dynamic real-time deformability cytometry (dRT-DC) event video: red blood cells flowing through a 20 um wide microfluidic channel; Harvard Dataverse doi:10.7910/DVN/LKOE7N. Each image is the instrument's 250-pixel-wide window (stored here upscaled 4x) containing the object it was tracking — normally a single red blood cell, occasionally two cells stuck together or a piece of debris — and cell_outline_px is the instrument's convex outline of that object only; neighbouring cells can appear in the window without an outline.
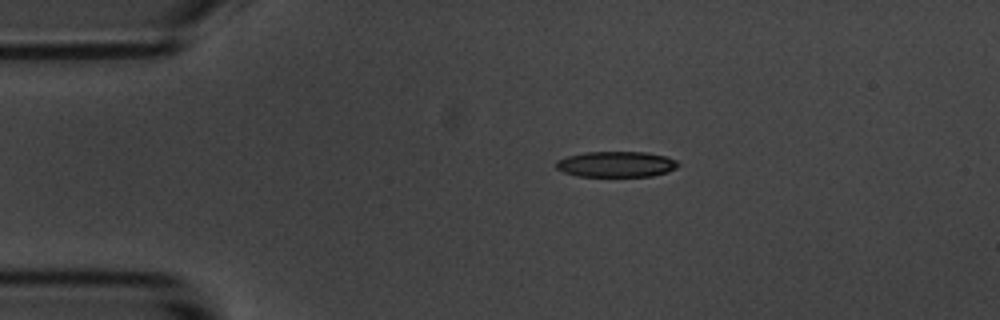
{"species": "common noctule bat (a hibernating species)", "species_latin": "Nyctalus noctula", "temperature_condition": "room temperature", "stored_images_in_passage": 46, "camera_frame_rate_fps": 3000, "um_per_image_px": 0.085, "animal": {"sex": "male", "body_mass_g": 20.1, "forearm_length_mm": 53.5}, "frame": {"image": 1, "passage_image": 1, "time_ms": 0.0, "image_size_px": [1000, 320], "cell_outline_px": [[680, 164], [676, 168], [668, 172], [652, 176], [576, 176], [564, 172], [556, 168], [556, 160], [568, 156], [584, 152], [644, 152], [664, 156], [676, 160]], "centroid_in_image_um": [52.37, 13.96], "position_along_channel_um": 32.6, "area_um2": 18.26}}
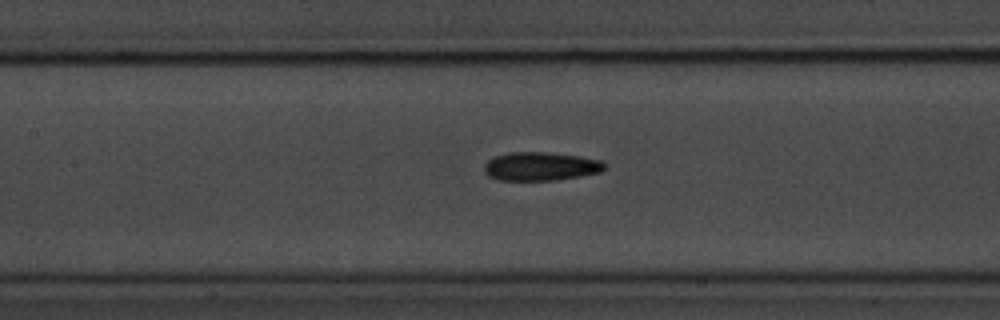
{"frame": {"image": 2, "passage_image": 15, "time_ms": 4.667, "image_size_px": [1000, 320], "cell_outline_px": [[604, 168], [600, 172], [580, 176], [556, 180], [500, 180], [488, 176], [484, 172], [484, 164], [488, 160], [496, 156], [508, 152], [544, 152], [580, 156], [600, 160], [604, 164]], "centroid_in_image_um": [45.92, 14.14], "position_along_channel_um": 161.5, "area_um2": 19.94}}
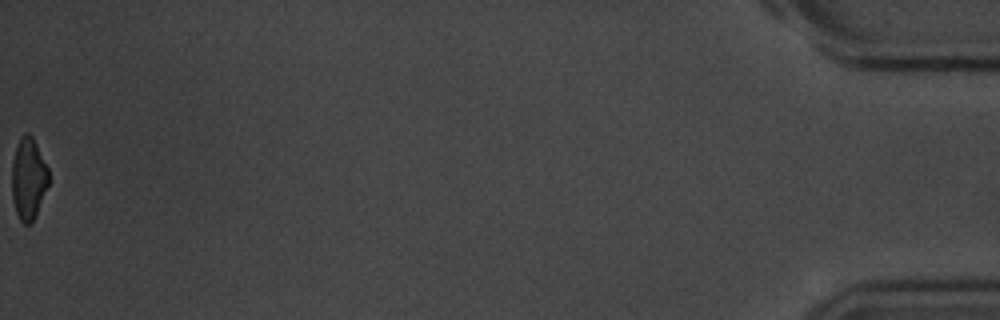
{"frame": {"image": 3, "passage_image": 46, "time_ms": 15.0, "image_size_px": [1000, 320], "cell_outline_px": [[48, 184], [32, 224], [24, 224], [20, 220], [16, 212], [12, 200], [12, 160], [20, 136], [24, 132], [28, 132], [32, 136], [48, 168]], "centroid_in_image_um": [2.4, 15.18], "position_along_channel_um": 432.8, "area_um2": 17.46}, "authors_computed_cell_mechanics": {"area_um2": 19.3341, "velocity_mm_per_s": 3.6174, "shape_relaxation_time_tau1_ms": 3.6258, "shape_relaxation_time_tau2_ms": 3.052, "deformation_change_tau1": 0.1338, "deformation_change_tau2": 0.1142}}